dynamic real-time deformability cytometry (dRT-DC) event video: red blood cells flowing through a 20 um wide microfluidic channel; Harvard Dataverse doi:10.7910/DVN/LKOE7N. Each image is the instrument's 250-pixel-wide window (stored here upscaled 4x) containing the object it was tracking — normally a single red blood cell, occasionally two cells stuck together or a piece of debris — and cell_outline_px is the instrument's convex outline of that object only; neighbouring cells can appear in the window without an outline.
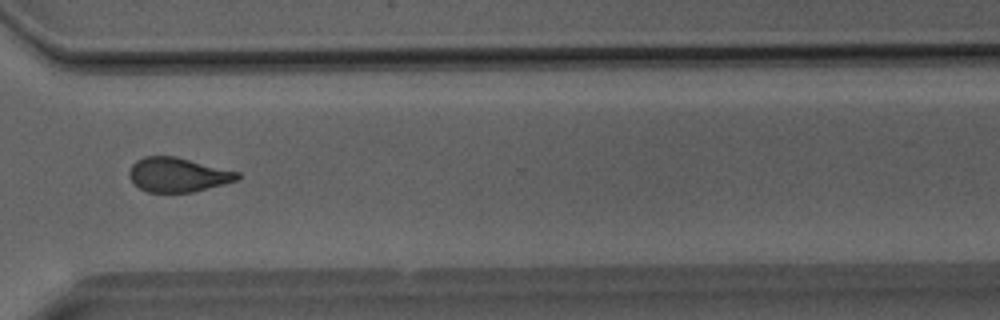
{"species": "Egyptian fruit bat (a non-hibernating species)", "species_latin": "Rousettus aegyptiacus", "temperature_condition": "room temperature", "stored_images_in_passage": 34, "camera_frame_rate_fps": 3000, "um_per_image_px": 0.085, "animal": {"sex": "male"}, "frame": {"image": 1, "passage_image": 29, "time_ms": 9.333, "image_size_px": [1000, 320], "cell_outline_px": [[240, 180], [192, 192], [148, 192], [140, 188], [128, 176], [128, 172], [132, 164], [136, 160], [144, 156], [176, 156], [240, 172]], "centroid_in_image_um": [15.13, 14.84], "position_along_channel_um": 355.5, "area_um2": 21.73}}